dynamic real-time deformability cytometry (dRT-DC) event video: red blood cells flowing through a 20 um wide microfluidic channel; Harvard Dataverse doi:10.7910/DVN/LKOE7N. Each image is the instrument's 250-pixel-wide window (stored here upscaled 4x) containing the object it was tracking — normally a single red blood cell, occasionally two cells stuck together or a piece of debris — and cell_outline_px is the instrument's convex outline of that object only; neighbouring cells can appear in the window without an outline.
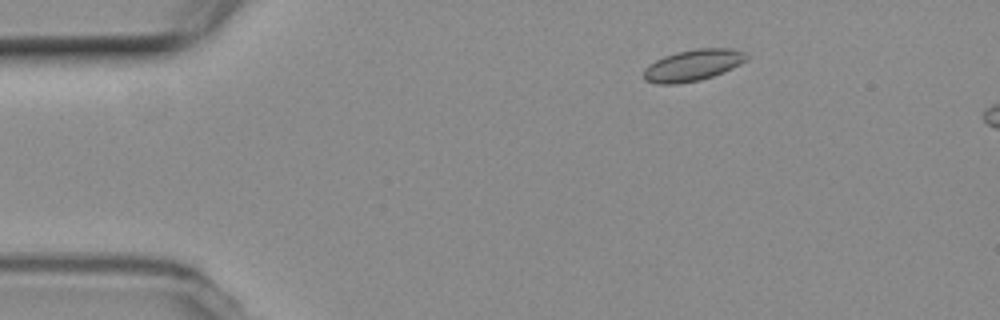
{"species": "common noctule bat (a hibernating species)", "species_latin": "Nyctalus noctula", "temperature_condition": "room temperature", "stored_images_in_passage": 4, "camera_frame_rate_fps": 3000, "um_per_image_px": 0.085, "animal": {"sex": "female", "body_mass_g": 19.3, "forearm_length_mm": 54.1}, "frame": {"image": 1, "passage_image": 2, "time_ms": 1.0, "image_size_px": [1000, 320], "cell_outline_px": [[748, 60], [724, 72], [700, 80], [676, 84], [656, 84], [644, 80], [644, 68], [648, 64], [664, 56], [676, 52], [696, 48], [732, 48], [744, 52], [748, 56]], "centroid_in_image_um": [58.89, 5.54], "position_along_channel_um": 26.1, "area_um2": 18.96}}